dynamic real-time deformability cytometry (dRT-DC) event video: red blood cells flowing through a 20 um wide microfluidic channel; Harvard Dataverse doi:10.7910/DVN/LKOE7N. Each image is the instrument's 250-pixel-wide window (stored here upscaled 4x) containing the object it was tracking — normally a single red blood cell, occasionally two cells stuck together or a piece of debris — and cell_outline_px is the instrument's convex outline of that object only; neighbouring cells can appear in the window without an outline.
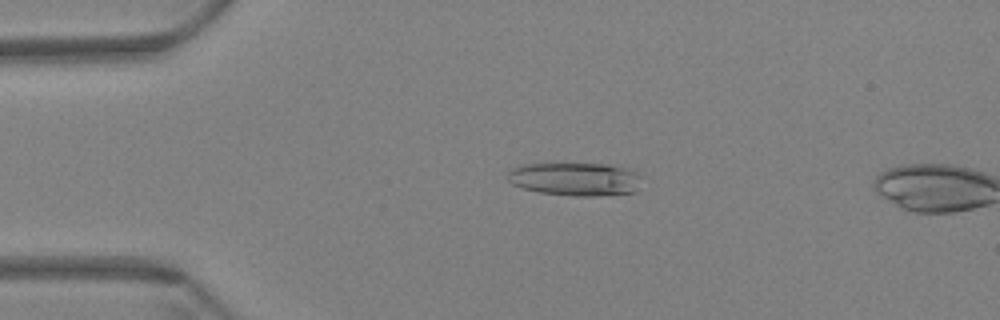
{"species": "Egyptian fruit bat (a non-hibernating species)", "species_latin": "Rousettus aegyptiacus", "temperature_condition": "warm", "stored_images_in_passage": 16, "camera_frame_rate_fps": 3000, "um_per_image_px": 0.085, "animal": {"sex": "female"}, "frame": {"image": 1, "passage_image": 14, "time_ms": 4.333, "image_size_px": [1000, 320], "cell_outline_px": [[644, 176], [636, 192], [596, 196], [576, 196], [540, 192], [524, 188], [512, 184], [508, 180], [508, 172], [512, 168], [524, 164], [548, 160], [608, 164], [628, 168]], "centroid_in_image_um": [48.9, 15.16], "position_along_channel_um": 36.1, "area_um2": 27.34}}